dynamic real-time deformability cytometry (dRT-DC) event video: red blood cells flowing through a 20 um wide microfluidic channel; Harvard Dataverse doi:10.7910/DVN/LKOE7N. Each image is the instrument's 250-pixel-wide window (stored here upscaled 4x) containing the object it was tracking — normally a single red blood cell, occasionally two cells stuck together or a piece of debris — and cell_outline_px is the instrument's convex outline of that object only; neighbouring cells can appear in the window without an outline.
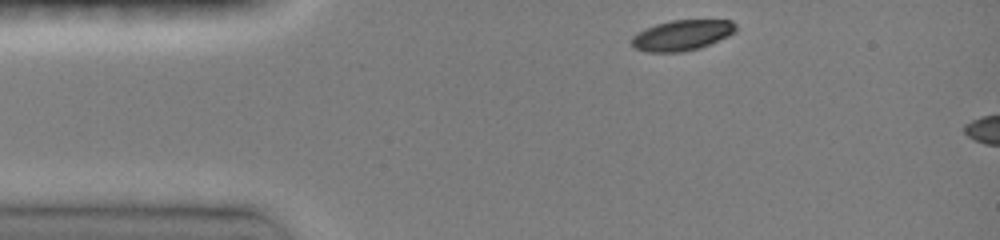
{"species": "common noctule bat (a hibernating species)", "species_latin": "Nyctalus noctula", "temperature_condition": "room temperature", "stored_images_in_passage": 3, "camera_frame_rate_fps": 3000, "um_per_image_px": 0.085, "animal": {"sex": "female", "body_mass_g": 19.0, "forearm_length_mm": 51.5}, "frame": {"image": 1, "passage_image": 1, "time_ms": 0.0, "image_size_px": [1000, 240], "cell_outline_px": [[736, 32], [728, 36], [700, 48], [680, 52], [644, 52], [636, 48], [632, 44], [632, 36], [644, 28], [656, 24], [672, 20], [732, 20], [736, 24]], "centroid_in_image_um": [57.97, 2.99], "position_along_channel_um": 27.0, "area_um2": 18.55}}